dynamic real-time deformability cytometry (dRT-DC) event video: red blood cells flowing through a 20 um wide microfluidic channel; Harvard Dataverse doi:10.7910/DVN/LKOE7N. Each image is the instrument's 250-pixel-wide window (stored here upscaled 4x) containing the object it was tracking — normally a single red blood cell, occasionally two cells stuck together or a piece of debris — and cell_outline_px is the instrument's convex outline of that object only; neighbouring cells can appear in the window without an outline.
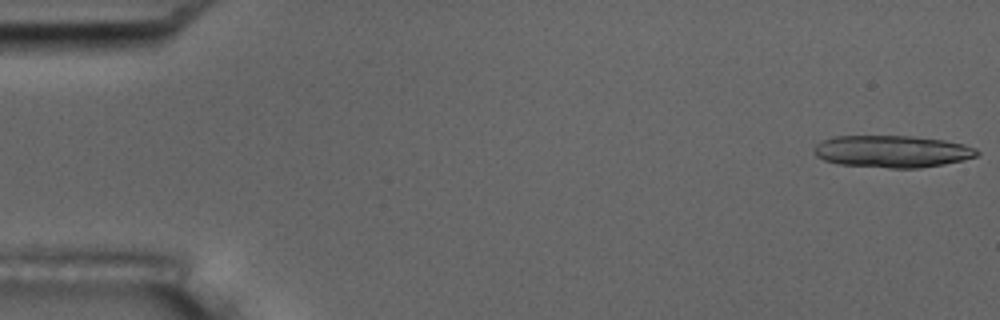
{"species": "common noctule bat (a hibernating species)", "species_latin": "Nyctalus noctula", "temperature_condition": "room temperature", "stored_images_in_passage": 4, "camera_frame_rate_fps": 3000, "um_per_image_px": 0.085, "animal": {"sex": "male", "body_mass_g": 17.5, "forearm_length_mm": 52.3}, "frame": {"image": 1, "passage_image": 1, "time_ms": 0.0, "image_size_px": [1000, 320], "cell_outline_px": [[980, 152], [976, 156], [964, 160], [944, 164], [920, 168], [888, 168], [840, 164], [824, 160], [816, 156], [816, 144], [824, 140], [836, 136], [912, 136], [944, 140], [964, 144], [976, 148]], "centroid_in_image_um": [75.89, 12.87], "position_along_channel_um": 9.1, "area_um2": 30.35}}